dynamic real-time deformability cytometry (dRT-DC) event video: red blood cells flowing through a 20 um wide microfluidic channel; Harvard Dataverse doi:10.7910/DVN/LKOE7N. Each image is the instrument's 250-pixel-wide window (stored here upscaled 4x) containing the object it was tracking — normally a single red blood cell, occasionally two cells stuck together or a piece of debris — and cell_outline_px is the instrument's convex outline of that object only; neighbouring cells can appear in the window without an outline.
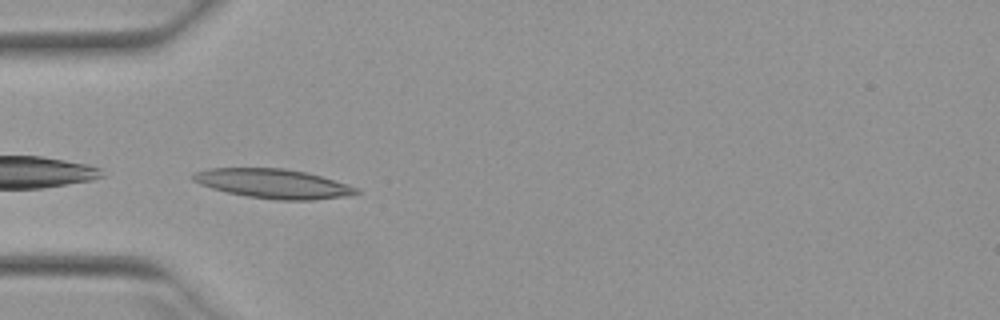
{"species": "Egyptian fruit bat (a non-hibernating species)", "species_latin": "Rousettus aegyptiacus", "temperature_condition": "warm", "stored_images_in_passage": 22, "camera_frame_rate_fps": 3000, "um_per_image_px": 0.085, "animal": {"sex": "female"}, "frame": {"image": 1, "passage_image": 1, "time_ms": 0.0, "image_size_px": [1000, 320], "cell_outline_px": [[360, 192], [352, 196], [312, 200], [276, 200], [248, 196], [228, 192], [212, 188], [200, 184], [192, 180], [192, 176], [196, 172], [208, 168], [284, 168], [304, 172], [320, 176], [348, 184], [360, 188]], "centroid_in_image_um": [23.28, 15.61], "position_along_channel_um": 61.7, "area_um2": 27.92}}
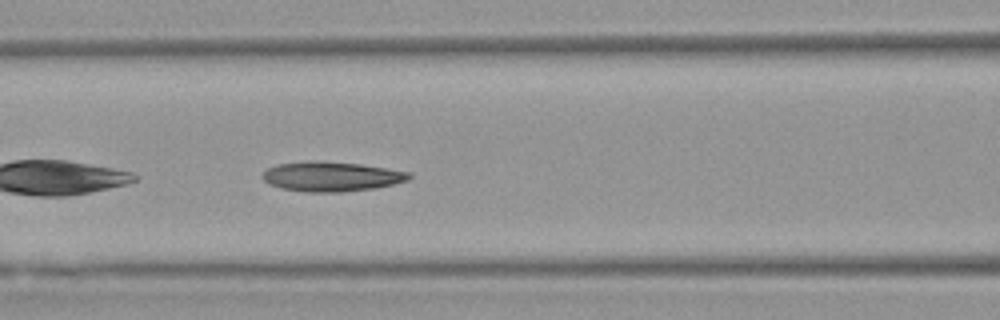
{"frame": {"image": 2, "passage_image": 7, "time_ms": 2.0, "image_size_px": [1000, 320], "cell_outline_px": [[412, 176], [408, 180], [376, 188], [344, 192], [304, 192], [280, 188], [268, 184], [260, 176], [268, 168], [276, 164], [308, 160], [316, 160], [360, 164], [388, 168], [412, 172]], "centroid_in_image_um": [28.15, 15.0], "position_along_channel_um": 138.4, "area_um2": 25.78}}
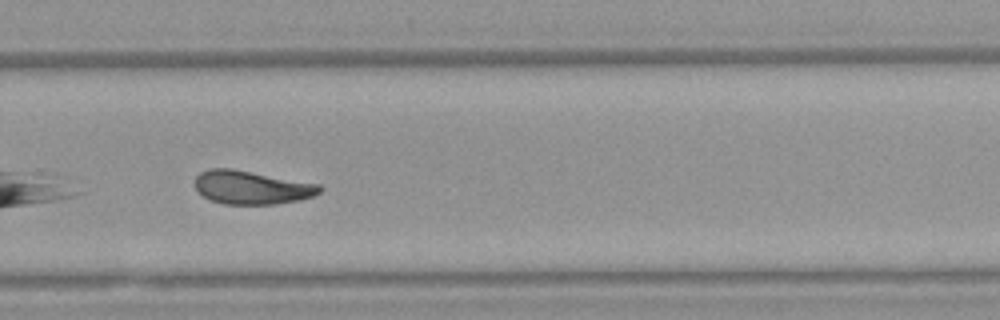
{"frame": {"image": 3, "passage_image": 20, "time_ms": 6.333, "image_size_px": [1000, 320], "cell_outline_px": [[324, 188], [320, 192], [312, 196], [300, 200], [276, 204], [224, 204], [212, 200], [196, 192], [196, 176], [200, 172], [208, 168], [232, 168], [320, 184]], "centroid_in_image_um": [21.39, 15.92], "position_along_channel_um": 308.4, "area_um2": 24.45}}